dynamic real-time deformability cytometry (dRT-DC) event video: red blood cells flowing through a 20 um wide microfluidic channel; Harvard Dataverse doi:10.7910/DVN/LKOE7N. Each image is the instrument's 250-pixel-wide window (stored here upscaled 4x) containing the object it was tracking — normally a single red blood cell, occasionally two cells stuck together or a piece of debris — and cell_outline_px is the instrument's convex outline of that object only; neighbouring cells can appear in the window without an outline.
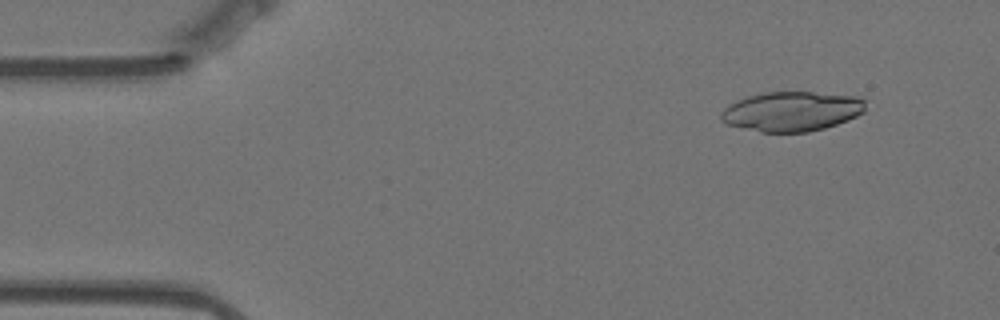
{"species": "Egyptian fruit bat (a non-hibernating species)", "species_latin": "Rousettus aegyptiacus", "temperature_condition": "warm", "stored_images_in_passage": 14, "camera_frame_rate_fps": 3000, "um_per_image_px": 0.085, "animal": {"sex": "female"}, "frame": {"image": 1, "passage_image": 1, "time_ms": 0.0, "image_size_px": [1000, 320], "cell_outline_px": [[864, 112], [848, 120], [824, 128], [808, 132], [760, 132], [724, 124], [720, 120], [720, 112], [728, 104], [748, 96], [764, 92], [812, 92], [856, 96], [864, 100]], "centroid_in_image_um": [67.24, 9.47], "position_along_channel_um": 17.8, "area_um2": 33.52}}